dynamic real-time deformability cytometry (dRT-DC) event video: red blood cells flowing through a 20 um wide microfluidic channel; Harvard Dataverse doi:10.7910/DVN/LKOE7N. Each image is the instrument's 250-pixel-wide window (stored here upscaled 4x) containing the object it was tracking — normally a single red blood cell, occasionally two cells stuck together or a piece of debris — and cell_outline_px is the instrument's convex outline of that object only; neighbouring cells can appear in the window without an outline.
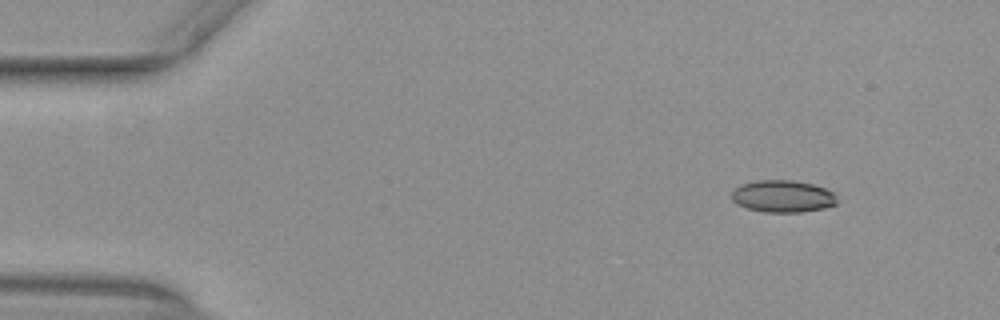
{"species": "common noctule bat (a hibernating species)", "species_latin": "Nyctalus noctula", "temperature_condition": "warm", "stored_images_in_passage": 42, "camera_frame_rate_fps": 3000, "um_per_image_px": 0.085, "animal": {"sex": "female", "body_mass_g": 29.2, "forearm_length_mm": 56.3}, "frame": {"image": 1, "passage_image": 1, "time_ms": 0.0, "image_size_px": [1000, 320], "cell_outline_px": [[836, 204], [824, 208], [800, 212], [764, 212], [748, 208], [736, 204], [732, 200], [732, 188], [740, 184], [756, 180], [792, 180], [812, 184], [824, 188], [832, 192], [836, 196]], "centroid_in_image_um": [66.49, 16.68], "position_along_channel_um": 18.5, "area_um2": 19.77}}
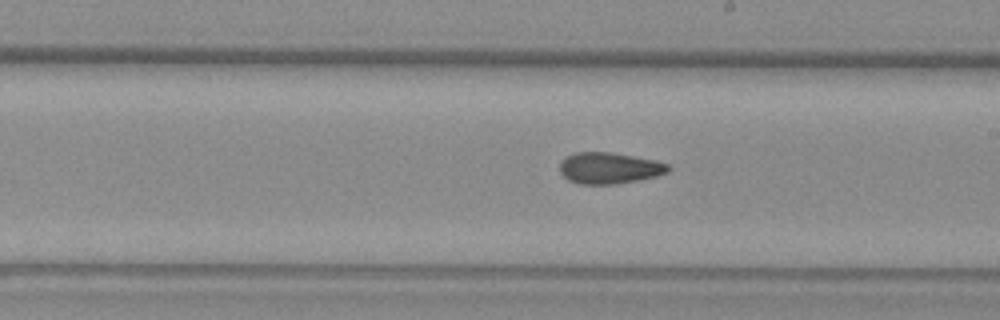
{"frame": {"image": 2, "passage_image": 25, "time_ms": 8.0, "image_size_px": [1000, 320], "cell_outline_px": [[672, 168], [668, 172], [656, 176], [640, 180], [616, 184], [580, 184], [568, 180], [560, 172], [560, 160], [564, 156], [576, 152], [608, 152], [656, 160], [668, 164]], "centroid_in_image_um": [51.78, 14.29], "position_along_channel_um": 237.2, "area_um2": 19.94}}
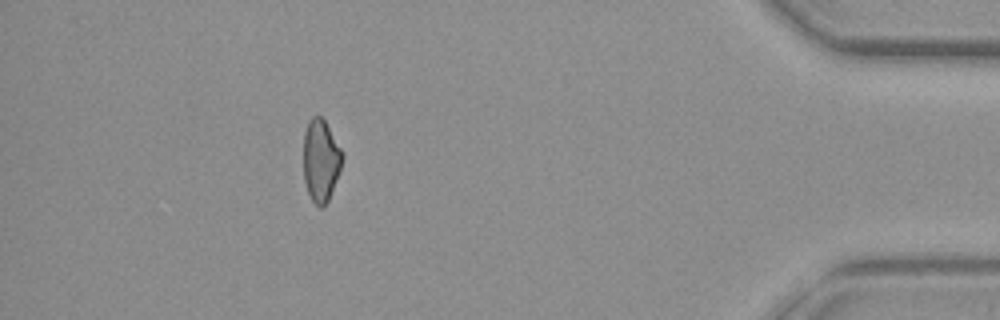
{"frame": {"image": 3, "passage_image": 42, "time_ms": 13.667, "image_size_px": [1000, 320], "cell_outline_px": [[344, 156], [340, 172], [328, 200], [320, 208], [312, 200], [308, 192], [304, 180], [304, 132], [308, 120], [312, 116], [320, 116], [324, 120], [344, 152]], "centroid_in_image_um": [27.28, 13.61], "position_along_channel_um": 407.9, "area_um2": 18.67}, "authors_computed_cell_mechanics": {"area_um2": 19.8543, "velocity_mm_per_s": 3.994, "shape_relaxation_time_tau1_ms": null, "shape_relaxation_time_tau2_ms": 3.7071, "deformation_change_tau1": null, "deformation_change_tau2": 0.1003}}